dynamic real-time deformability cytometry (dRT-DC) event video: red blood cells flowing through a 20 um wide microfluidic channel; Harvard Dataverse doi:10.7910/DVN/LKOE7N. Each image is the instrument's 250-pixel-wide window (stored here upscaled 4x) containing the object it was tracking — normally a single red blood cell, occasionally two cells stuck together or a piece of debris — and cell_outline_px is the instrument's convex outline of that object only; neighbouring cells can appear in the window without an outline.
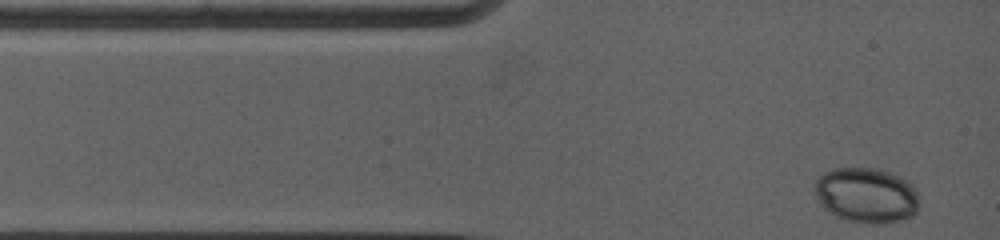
{"species": "common noctule bat (a hibernating species)", "species_latin": "Nyctalus noctula", "temperature_condition": "warm", "stored_images_in_passage": 59, "camera_frame_rate_fps": 5000, "um_per_image_px": 0.085, "animal": {"sex": "female", "body_mass_g": 19.0, "forearm_length_mm": 53.3}, "frame": {"image": 1, "passage_image": 1, "time_ms": 0.0, "image_size_px": [1000, 240], "cell_outline_px": [[920, 196], [916, 212], [912, 216], [904, 220], [880, 224], [864, 224], [848, 220], [836, 216], [824, 208], [820, 204], [816, 196], [816, 180], [824, 172], [832, 168], [880, 168], [908, 180], [916, 188]], "centroid_in_image_um": [73.69, 16.6], "position_along_channel_um": 11.3, "area_um2": 34.1}}
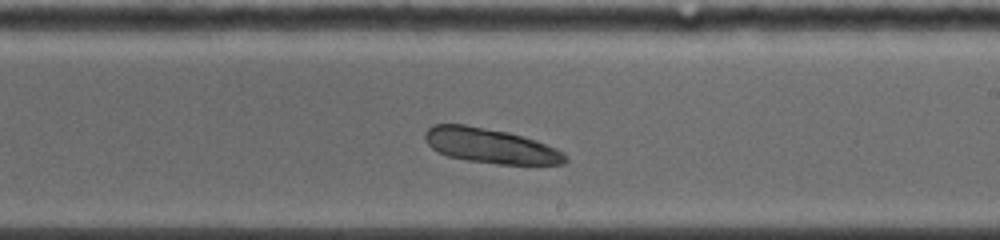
{"frame": {"image": 2, "passage_image": 37, "time_ms": 7.2, "image_size_px": [1000, 240], "cell_outline_px": [[568, 160], [564, 164], [496, 164], [468, 160], [448, 156], [436, 152], [424, 140], [424, 132], [432, 124], [464, 124], [508, 132], [536, 140], [556, 148], [564, 152], [568, 156]], "centroid_in_image_um": [41.68, 12.39], "position_along_channel_um": 247.3, "area_um2": 28.67}}
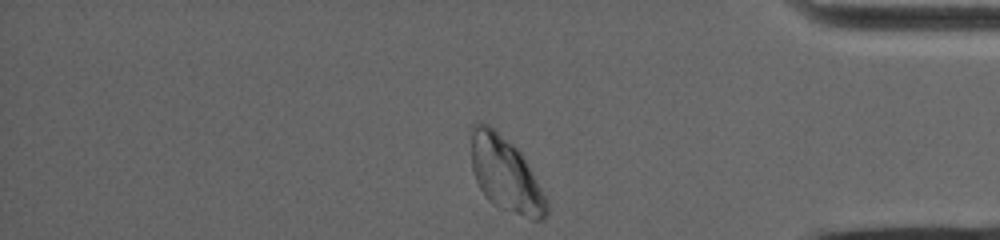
{"frame": {"image": 3, "passage_image": 59, "time_ms": 11.6, "image_size_px": [1000, 240], "cell_outline_px": [[548, 216], [544, 220], [532, 220], [492, 204], [484, 196], [476, 180], [472, 168], [472, 124], [480, 120], [488, 124], [512, 144], [520, 152], [548, 200]], "centroid_in_image_um": [42.98, 14.84], "position_along_channel_um": 392.2, "area_um2": 32.6}}